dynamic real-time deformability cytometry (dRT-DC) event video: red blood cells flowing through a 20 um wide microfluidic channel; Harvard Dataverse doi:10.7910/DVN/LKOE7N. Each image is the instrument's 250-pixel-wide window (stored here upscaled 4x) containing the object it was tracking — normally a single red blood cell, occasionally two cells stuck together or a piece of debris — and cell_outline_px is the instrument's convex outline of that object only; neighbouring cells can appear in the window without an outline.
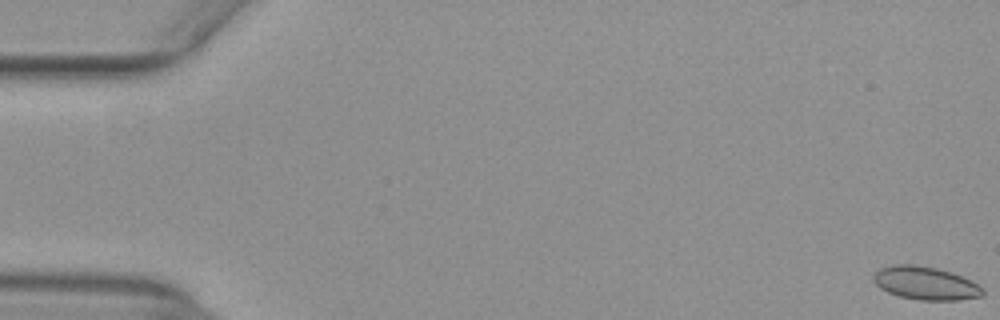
{"species": "common noctule bat (a hibernating species)", "species_latin": "Nyctalus noctula", "temperature_condition": "warm", "stored_images_in_passage": 53, "camera_frame_rate_fps": 3000, "um_per_image_px": 0.085, "animal": {"sex": "female", "body_mass_g": 29.2, "forearm_length_mm": 56.3}, "frame": {"image": 1, "passage_image": 1, "time_ms": 0.0, "image_size_px": [1000, 320], "cell_outline_px": [[984, 296], [960, 300], [920, 300], [900, 296], [888, 292], [880, 288], [872, 280], [872, 276], [880, 268], [892, 264], [916, 264], [936, 268], [952, 272], [972, 280], [984, 288]], "centroid_in_image_um": [78.69, 24.06], "position_along_channel_um": 6.3, "area_um2": 21.39}}
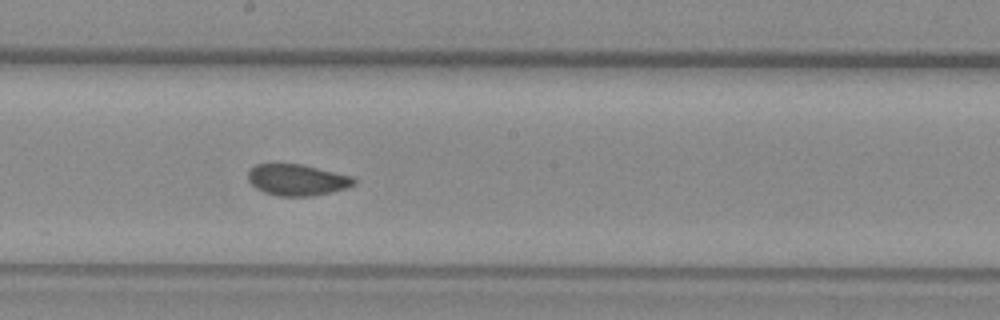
{"frame": {"image": 2, "passage_image": 30, "time_ms": 9.667, "image_size_px": [1000, 320], "cell_outline_px": [[356, 184], [348, 188], [332, 192], [312, 196], [276, 196], [264, 192], [256, 188], [248, 180], [248, 172], [256, 164], [300, 164], [352, 176], [356, 180]], "centroid_in_image_um": [25.27, 15.3], "position_along_channel_um": 222.9, "area_um2": 19.31}}
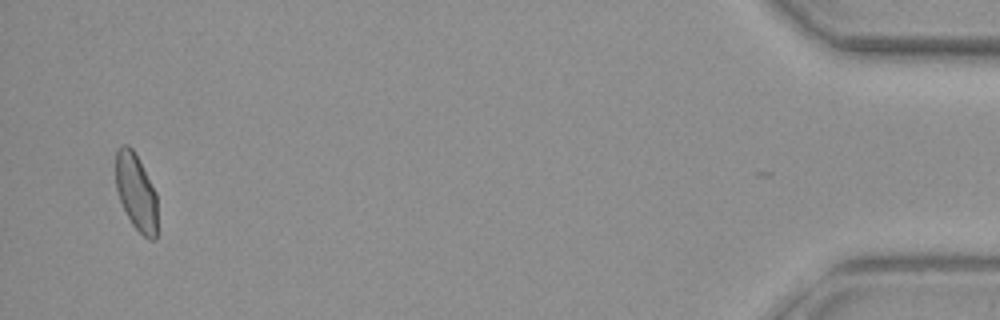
{"frame": {"image": 3, "passage_image": 52, "time_ms": 17.0, "image_size_px": [1000, 320], "cell_outline_px": [[156, 240], [148, 240], [132, 224], [120, 200], [116, 188], [116, 148], [124, 144], [128, 144], [132, 148], [156, 192]], "centroid_in_image_um": [11.56, 16.32], "position_along_channel_um": 423.6, "area_um2": 18.38}, "authors_computed_cell_mechanics": {"area_um2": 19.8832, "velocity_mm_per_s": 3.9384, "shape_relaxation_time_tau1_ms": 10.6947, "shape_relaxation_time_tau2_ms": 1.2376, "deformation_change_tau1": 0.1508, "deformation_change_tau2": 0.0475}}